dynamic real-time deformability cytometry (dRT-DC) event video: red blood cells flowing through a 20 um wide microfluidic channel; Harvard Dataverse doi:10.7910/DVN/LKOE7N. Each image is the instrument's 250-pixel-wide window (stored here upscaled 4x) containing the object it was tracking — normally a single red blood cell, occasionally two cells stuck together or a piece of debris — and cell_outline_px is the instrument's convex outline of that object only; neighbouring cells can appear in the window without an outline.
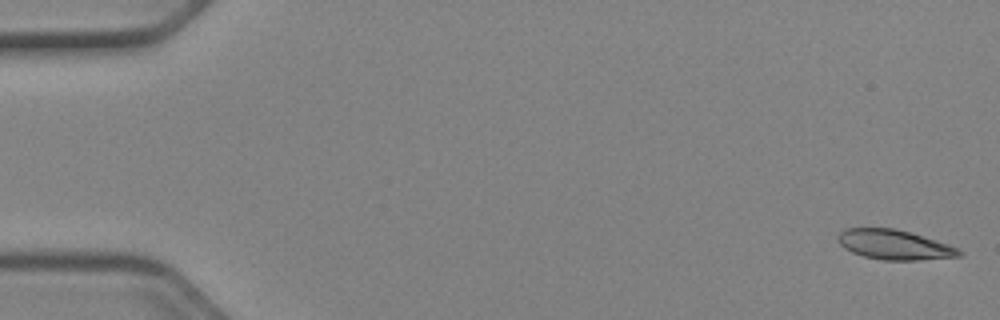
{"species": "Egyptian fruit bat (a non-hibernating species)", "species_latin": "Rousettus aegyptiacus", "temperature_condition": "cold", "stored_images_in_passage": 16, "camera_frame_rate_fps": 3000, "um_per_image_px": 0.085, "animal": {"sex": "female"}, "frame": {"image": 1, "passage_image": 1, "time_ms": 0.0, "image_size_px": [1000, 320], "cell_outline_px": [[964, 252], [960, 256], [920, 260], [884, 260], [864, 256], [852, 252], [844, 248], [836, 240], [836, 236], [844, 228], [892, 228], [908, 232], [948, 244]], "centroid_in_image_um": [75.97, 20.8], "position_along_channel_um": 9.0, "area_um2": 20.87}}
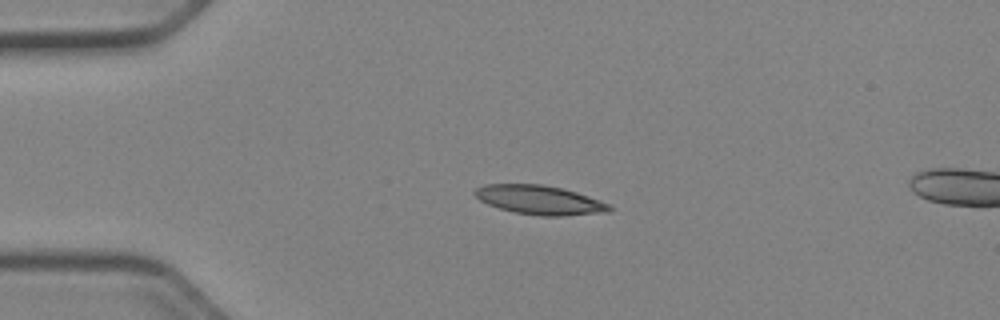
{"frame": {"image": 2, "passage_image": 12, "time_ms": 3.667, "image_size_px": [1000, 320], "cell_outline_px": [[612, 208], [608, 212], [560, 216], [540, 216], [516, 212], [500, 208], [488, 204], [480, 200], [472, 192], [476, 188], [484, 184], [540, 184], [564, 188], [612, 204]], "centroid_in_image_um": [45.88, 16.99], "position_along_channel_um": 39.1, "area_um2": 22.83}}